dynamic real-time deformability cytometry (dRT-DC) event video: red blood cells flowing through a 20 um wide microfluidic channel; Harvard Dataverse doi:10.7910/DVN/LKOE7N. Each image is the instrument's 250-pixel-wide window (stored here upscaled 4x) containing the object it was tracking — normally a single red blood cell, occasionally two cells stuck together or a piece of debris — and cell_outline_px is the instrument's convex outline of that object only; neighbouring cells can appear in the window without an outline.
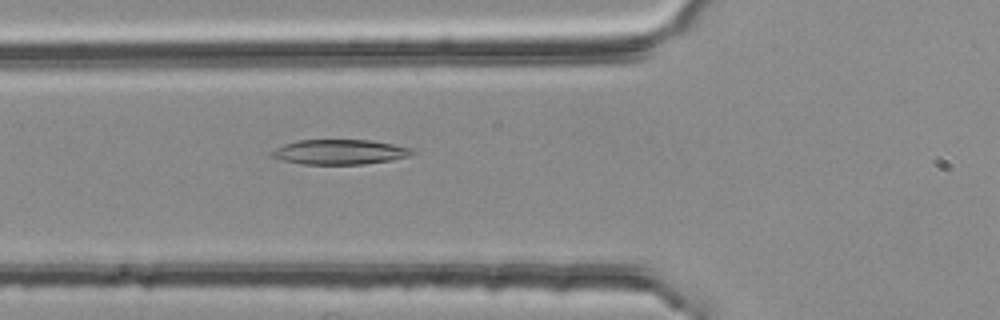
{"species": "common noctule bat (a hibernating species)", "species_latin": "Nyctalus noctula", "temperature_condition": "room temperature", "stored_images_in_passage": 53, "camera_frame_rate_fps": 3000, "um_per_image_px": 0.085, "animal": {"sex": "female", "body_mass_g": 25.1}, "frame": {"image": 1, "passage_image": 19, "time_ms": 6.0, "image_size_px": [1000, 320], "cell_outline_px": [[416, 152], [408, 156], [392, 160], [364, 164], [304, 164], [284, 160], [272, 156], [268, 152], [284, 144], [300, 140], [368, 140], [392, 144], [412, 148]], "centroid_in_image_um": [28.89, 12.91], "position_along_channel_um": 96.9, "area_um2": 20.23}}
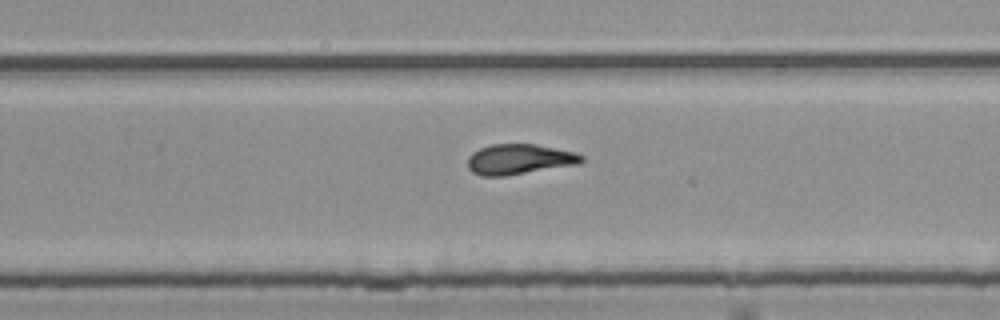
{"frame": {"image": 2, "passage_image": 34, "time_ms": 11.0, "image_size_px": [1000, 320], "cell_outline_px": [[584, 160], [576, 164], [508, 176], [480, 176], [472, 172], [468, 168], [468, 156], [472, 152], [480, 148], [492, 144], [536, 144], [576, 152], [584, 156]], "centroid_in_image_um": [44.12, 13.54], "position_along_channel_um": 285.7, "area_um2": 20.23}}
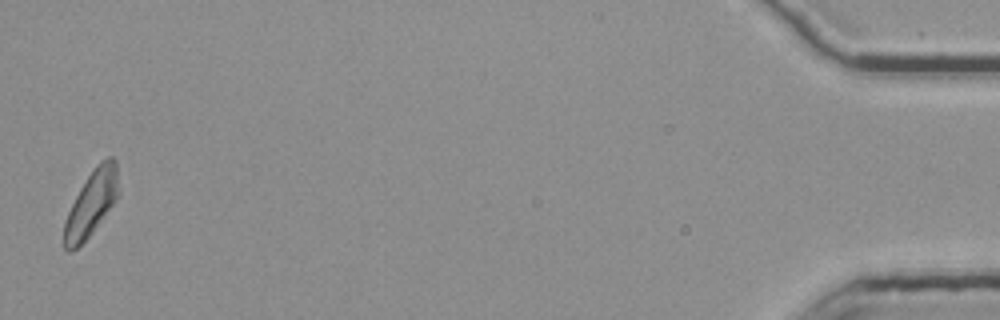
{"frame": {"image": 3, "passage_image": 53, "time_ms": 17.333, "image_size_px": [1000, 320], "cell_outline_px": [[120, 196], [92, 232], [76, 248], [68, 252], [64, 248], [64, 224], [68, 212], [80, 188], [96, 164], [100, 160], [108, 156], [112, 156], [116, 160], [120, 188]], "centroid_in_image_um": [7.82, 17.22], "position_along_channel_um": 427.4, "area_um2": 20.81}, "authors_computed_cell_mechanics": {"area_um2": 20.6346, "velocity_mm_per_s": 3.7679, "shape_relaxation_time_tau1_ms": 5.9955, "shape_relaxation_time_tau2_ms": 2.474, "deformation_change_tau1": 0.1792, "deformation_change_tau2": 0.1093}}